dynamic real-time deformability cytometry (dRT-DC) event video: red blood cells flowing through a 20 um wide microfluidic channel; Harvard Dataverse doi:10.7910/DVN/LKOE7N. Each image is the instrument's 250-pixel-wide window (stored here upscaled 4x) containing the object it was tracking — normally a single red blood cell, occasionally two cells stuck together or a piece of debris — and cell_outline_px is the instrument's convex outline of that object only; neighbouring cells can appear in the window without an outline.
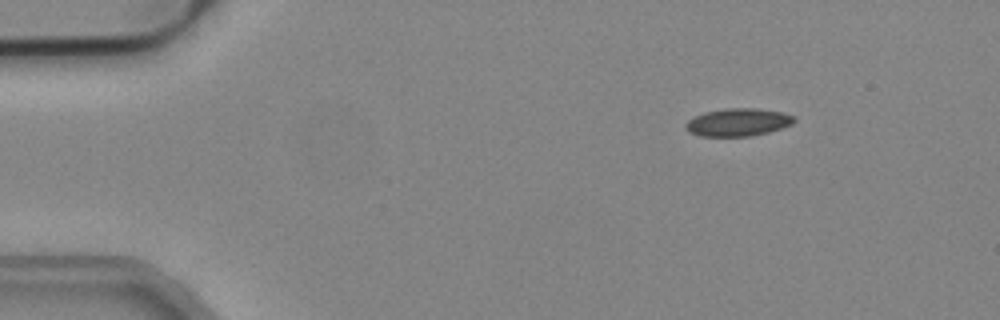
{"species": "common noctule bat (a hibernating species)", "species_latin": "Nyctalus noctula", "temperature_condition": "cold", "stored_images_in_passage": 49, "camera_frame_rate_fps": 3000, "um_per_image_px": 0.085, "animal": {"sex": "male", "body_mass_g": 19.2, "forearm_length_mm": 51.8}, "frame": {"image": 1, "passage_image": 2, "time_ms": 0.333, "image_size_px": [1000, 320], "cell_outline_px": [[796, 120], [792, 124], [768, 132], [752, 136], [700, 136], [688, 132], [684, 128], [684, 124], [688, 120], [704, 112], [724, 108], [756, 108], [780, 112], [796, 116]], "centroid_in_image_um": [62.71, 10.39], "position_along_channel_um": 22.3, "area_um2": 17.63}}
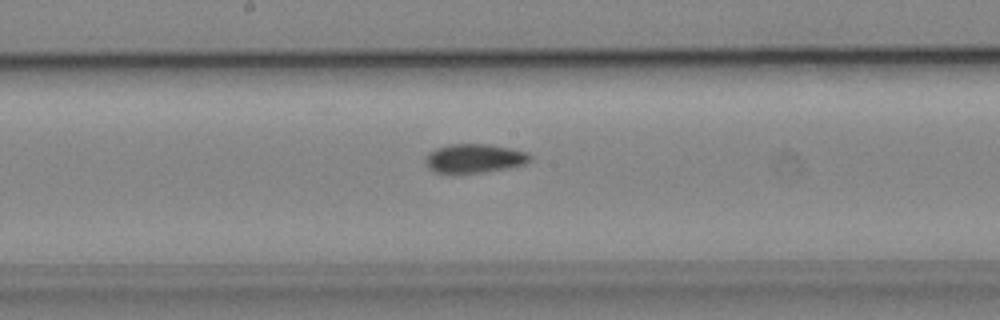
{"frame": {"image": 2, "passage_image": 23, "time_ms": 7.333, "image_size_px": [1000, 320], "cell_outline_px": [[532, 160], [524, 164], [504, 168], [480, 172], [452, 176], [436, 172], [428, 168], [424, 160], [428, 152], [436, 148], [448, 144], [488, 144], [512, 148], [528, 152], [532, 156]], "centroid_in_image_um": [40.27, 13.48], "position_along_channel_um": 207.9, "area_um2": 18.15}}
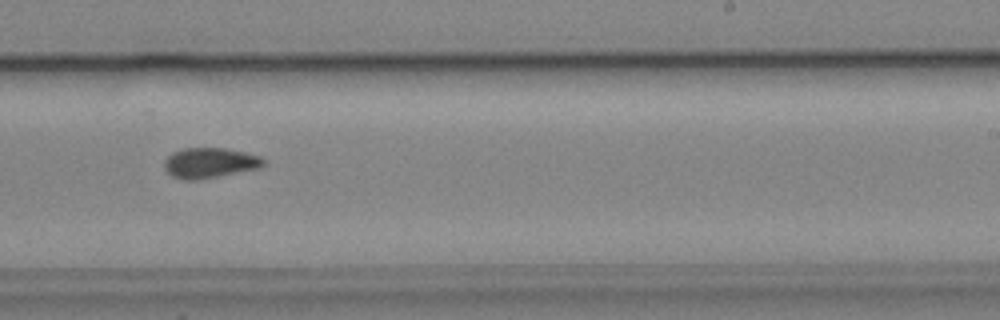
{"frame": {"image": 3, "passage_image": 28, "time_ms": 9.0, "image_size_px": [1000, 320], "cell_outline_px": [[268, 160], [260, 168], [196, 180], [184, 180], [172, 176], [164, 168], [164, 160], [172, 152], [184, 148], [228, 148], [260, 156]], "centroid_in_image_um": [17.84, 13.83], "position_along_channel_um": 271.2, "area_um2": 17.57}}